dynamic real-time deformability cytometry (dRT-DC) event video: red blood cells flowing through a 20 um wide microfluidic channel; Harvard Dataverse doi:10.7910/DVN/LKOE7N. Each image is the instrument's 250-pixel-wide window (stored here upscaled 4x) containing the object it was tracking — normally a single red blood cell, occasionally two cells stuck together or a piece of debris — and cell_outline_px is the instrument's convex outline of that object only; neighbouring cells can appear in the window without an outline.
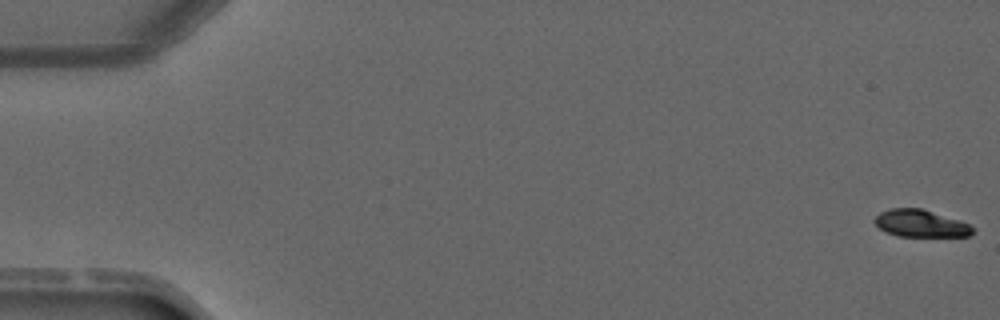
{"species": "common noctule bat (a hibernating species)", "species_latin": "Nyctalus noctula", "temperature_condition": "warm", "stored_images_in_passage": 4, "camera_frame_rate_fps": 3000, "um_per_image_px": 0.085, "animal": {"sex": "male", "forearm_length_mm": 52.5}, "frame": {"image": 1, "passage_image": 1, "time_ms": 0.0, "image_size_px": [1000, 320], "cell_outline_px": [[976, 228], [968, 236], [896, 236], [880, 228], [872, 220], [880, 212], [892, 208], [920, 208], [968, 224]], "centroid_in_image_um": [78.21, 19.0], "position_along_channel_um": 6.8, "area_um2": 15.2}}
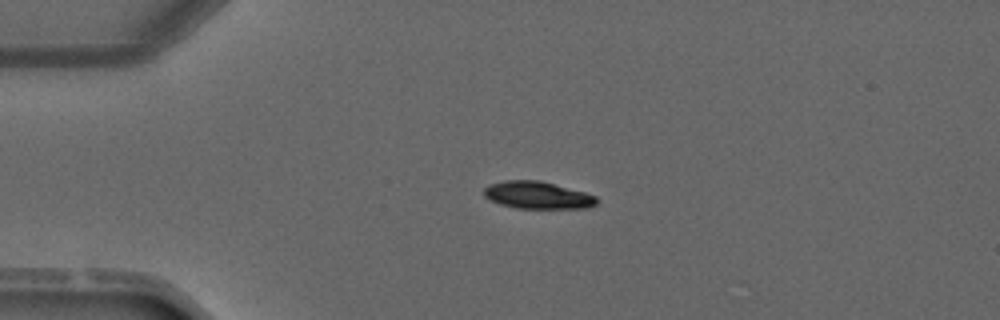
{"frame": {"image": 2, "passage_image": 3, "time_ms": 3.333, "image_size_px": [1000, 320], "cell_outline_px": [[600, 200], [596, 204], [588, 208], [516, 208], [500, 204], [484, 196], [484, 188], [488, 184], [504, 180], [540, 180], [584, 192], [596, 196]], "centroid_in_image_um": [45.7, 16.58], "position_along_channel_um": 39.3, "area_um2": 17.98}}